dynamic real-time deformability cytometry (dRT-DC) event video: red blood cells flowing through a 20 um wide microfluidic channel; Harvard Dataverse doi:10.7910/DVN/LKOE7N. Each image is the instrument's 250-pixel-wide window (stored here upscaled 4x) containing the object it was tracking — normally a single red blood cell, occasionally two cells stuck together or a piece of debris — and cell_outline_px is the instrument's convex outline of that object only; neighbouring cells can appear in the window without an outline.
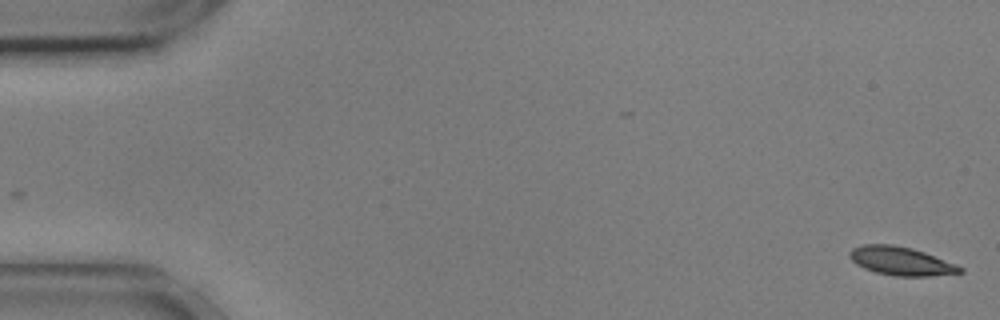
{"species": "common noctule bat (a hibernating species)", "species_latin": "Nyctalus noctula", "temperature_condition": "cold", "stored_images_in_passage": 3, "camera_frame_rate_fps": 3000, "um_per_image_px": 0.085, "animal": {"sex": "male", "body_mass_g": 17.9, "forearm_length_mm": 54.2}, "frame": {"image": 1, "passage_image": 1, "time_ms": 0.0, "image_size_px": [1000, 320], "cell_outline_px": [[964, 272], [932, 276], [896, 276], [876, 272], [864, 268], [856, 264], [848, 256], [848, 252], [852, 248], [860, 244], [892, 244], [912, 248], [924, 252], [956, 264], [964, 268]], "centroid_in_image_um": [76.57, 22.18], "position_along_channel_um": 8.4, "area_um2": 18.44}}